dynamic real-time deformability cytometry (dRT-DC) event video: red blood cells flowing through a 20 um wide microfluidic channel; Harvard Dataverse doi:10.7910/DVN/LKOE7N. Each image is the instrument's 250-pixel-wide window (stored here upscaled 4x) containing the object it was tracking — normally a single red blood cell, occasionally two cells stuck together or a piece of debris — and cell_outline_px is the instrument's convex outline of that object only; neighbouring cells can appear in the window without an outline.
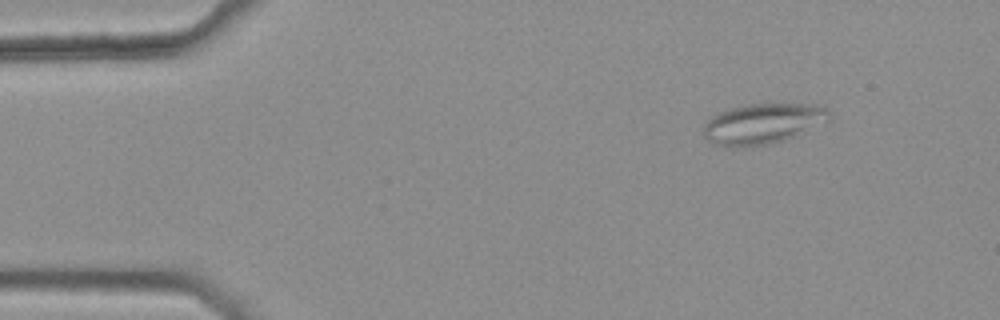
{"species": "common noctule bat (a hibernating species)", "species_latin": "Nyctalus noctula", "temperature_condition": "warm", "stored_images_in_passage": 46, "camera_frame_rate_fps": 3000, "um_per_image_px": 0.085, "animal": {"sex": "female", "body_mass_g": 25.1}, "frame": {"image": 1, "passage_image": 6, "time_ms": 1.667, "image_size_px": [1000, 320], "cell_outline_px": [[832, 120], [800, 136], [772, 144], [736, 148], [716, 144], [708, 140], [704, 136], [704, 124], [712, 116], [728, 108], [748, 104], [824, 104], [828, 108], [832, 116]], "centroid_in_image_um": [64.96, 10.52], "position_along_channel_um": 20.0, "area_um2": 30.58}}
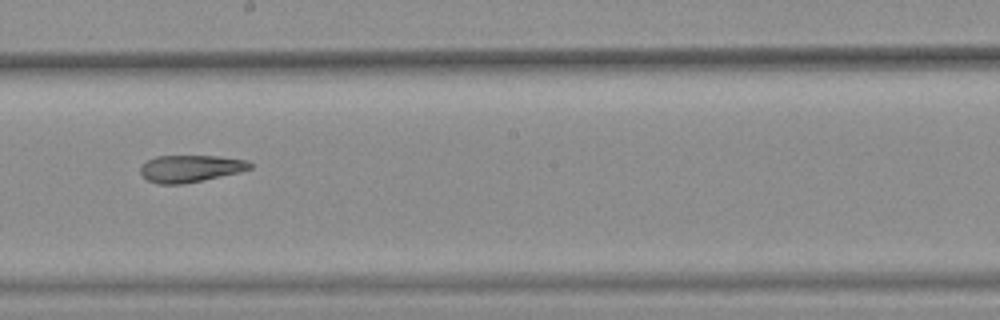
{"frame": {"image": 2, "passage_image": 29, "time_ms": 9.333, "image_size_px": [1000, 320], "cell_outline_px": [[252, 168], [240, 172], [184, 184], [156, 184], [148, 180], [140, 172], [140, 168], [148, 160], [156, 156], [220, 156], [248, 160], [252, 164]], "centroid_in_image_um": [16.22, 14.32], "position_along_channel_um": 232.0, "area_um2": 17.28}}
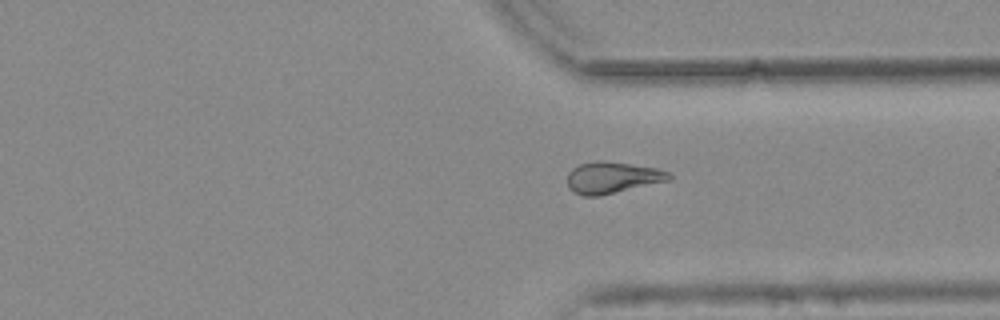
{"frame": {"image": 3, "passage_image": 39, "time_ms": 12.667, "image_size_px": [1000, 320], "cell_outline_px": [[672, 176], [668, 180], [596, 196], [584, 196], [572, 192], [568, 188], [568, 172], [572, 168], [580, 164], [596, 160], [604, 160], [656, 168], [668, 172]], "centroid_in_image_um": [51.98, 15.08], "position_along_channel_um": 359.4, "area_um2": 18.38}, "authors_computed_cell_mechanics": {"area_um2": 18.9295, "velocity_mm_per_s": 3.8057, "shape_relaxation_time_tau1_ms": null, "shape_relaxation_time_tau2_ms": 4.3198, "deformation_change_tau1": null, "deformation_change_tau2": 0.1353}}